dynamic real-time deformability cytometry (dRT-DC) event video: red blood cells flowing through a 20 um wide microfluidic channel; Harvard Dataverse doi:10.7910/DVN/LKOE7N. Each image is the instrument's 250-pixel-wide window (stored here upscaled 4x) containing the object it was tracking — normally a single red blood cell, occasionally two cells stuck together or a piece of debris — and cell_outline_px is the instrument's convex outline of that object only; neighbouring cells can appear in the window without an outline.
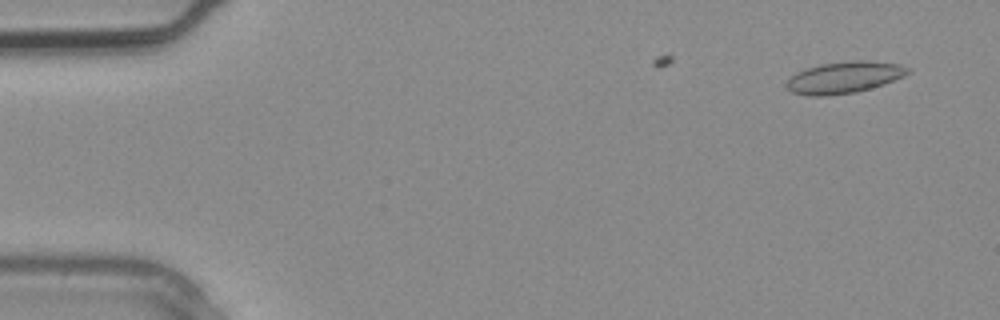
{"species": "common noctule bat (a hibernating species)", "species_latin": "Nyctalus noctula", "temperature_condition": "warm", "stored_images_in_passage": 2, "camera_frame_rate_fps": 3000, "um_per_image_px": 0.085, "animal": {"sex": "male", "body_mass_g": 20.4}, "frame": {"image": 1, "passage_image": 2, "time_ms": 0.333, "image_size_px": [1000, 320], "cell_outline_px": [[912, 72], [904, 76], [884, 84], [856, 92], [824, 96], [808, 96], [792, 92], [784, 84], [796, 72], [820, 64], [856, 60], [864, 60], [900, 64], [912, 68]], "centroid_in_image_um": [71.79, 6.58], "position_along_channel_um": 13.2, "area_um2": 22.43}}